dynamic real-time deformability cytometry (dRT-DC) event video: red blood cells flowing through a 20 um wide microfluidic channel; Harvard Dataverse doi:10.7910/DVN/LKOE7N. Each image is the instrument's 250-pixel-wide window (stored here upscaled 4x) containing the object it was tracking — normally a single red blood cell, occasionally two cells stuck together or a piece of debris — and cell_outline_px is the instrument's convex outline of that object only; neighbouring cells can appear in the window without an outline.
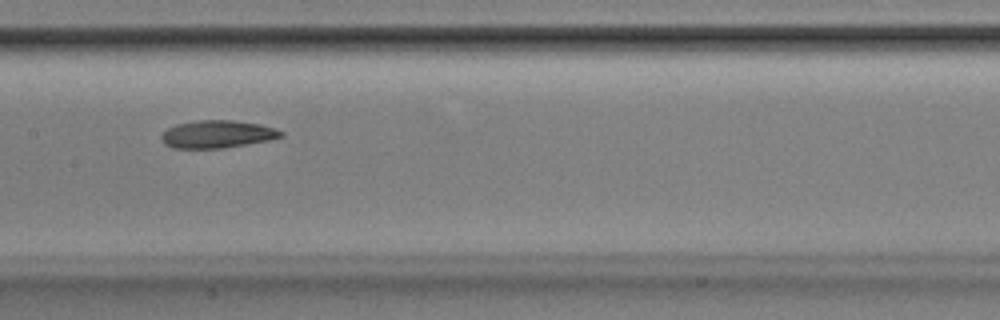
{"species": "Egyptian fruit bat (a non-hibernating species)", "species_latin": "Rousettus aegyptiacus", "temperature_condition": "room temperature", "stored_images_in_passage": 38, "camera_frame_rate_fps": 3000, "um_per_image_px": 0.085, "animal": {"sex": "male"}, "frame": {"image": 1, "passage_image": 12, "time_ms": 3.667, "image_size_px": [1000, 320], "cell_outline_px": [[284, 136], [268, 140], [224, 148], [172, 148], [164, 144], [160, 136], [168, 128], [176, 124], [196, 120], [232, 120], [260, 124], [276, 128], [284, 132]], "centroid_in_image_um": [18.47, 11.4], "position_along_channel_um": 188.9, "area_um2": 19.31}}
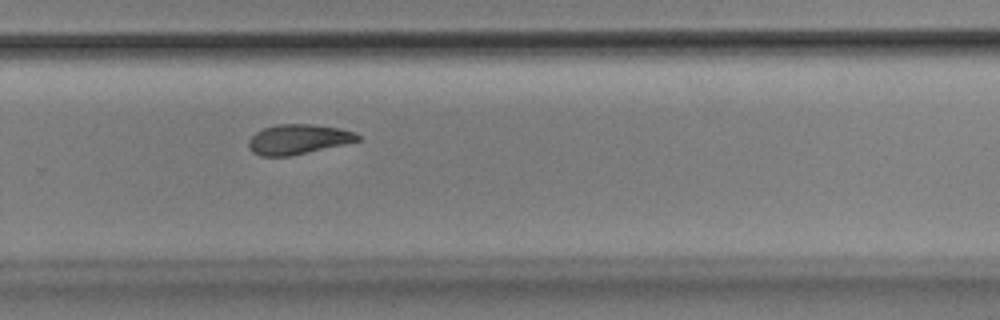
{"frame": {"image": 2, "passage_image": 21, "time_ms": 6.667, "image_size_px": [1000, 320], "cell_outline_px": [[360, 140], [344, 144], [292, 156], [260, 156], [252, 152], [248, 148], [248, 140], [256, 132], [264, 128], [276, 124], [312, 124], [340, 128], [352, 132], [360, 136]], "centroid_in_image_um": [25.31, 11.84], "position_along_channel_um": 304.5, "area_um2": 19.02}}
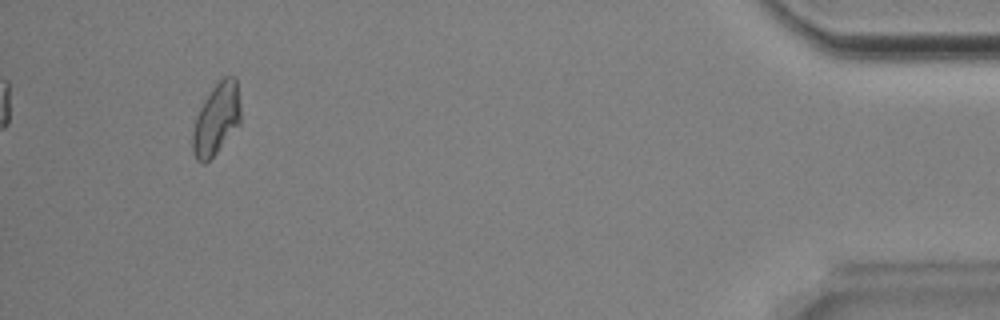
{"frame": {"image": 3, "passage_image": 35, "time_ms": 11.333, "image_size_px": [1000, 320], "cell_outline_px": [[240, 124], [216, 152], [204, 164], [200, 164], [196, 160], [192, 152], [192, 132], [196, 116], [204, 100], [212, 88], [224, 76], [236, 76], [240, 104]], "centroid_in_image_um": [18.38, 10.13], "position_along_channel_um": 416.8, "area_um2": 20.0}, "authors_computed_cell_mechanics": {"area_um2": 19.5653, "velocity_mm_per_s": 3.8657, "shape_relaxation_time_tau1_ms": 6.1679, "shape_relaxation_time_tau2_ms": 5.3841, "deformation_change_tau1": 0.1591, "deformation_change_tau2": 0.1272}}